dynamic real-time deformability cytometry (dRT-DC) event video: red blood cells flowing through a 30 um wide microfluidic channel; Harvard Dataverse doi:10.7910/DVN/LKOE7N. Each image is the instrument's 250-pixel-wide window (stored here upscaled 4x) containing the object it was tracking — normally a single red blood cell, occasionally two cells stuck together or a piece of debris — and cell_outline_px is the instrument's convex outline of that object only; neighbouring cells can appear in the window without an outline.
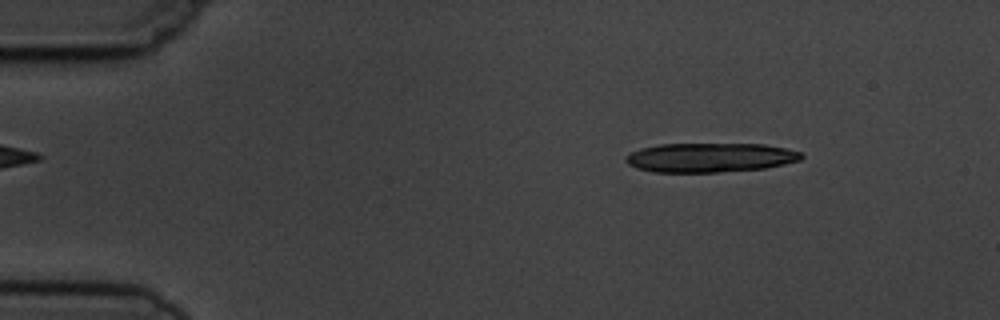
{"species": "common noctule bat (a hibernating species)", "species_latin": "Nyctalus noctula", "temperature_condition": "cold", "stored_images_in_passage": 4, "camera_frame_rate_fps": 3000, "um_per_image_px": 0.085, "animal": {"sex": "male", "body_mass_g": 19.5, "forearm_length_mm": 54.6}, "frame": {"image": 1, "passage_image": 2, "time_ms": 1.0, "image_size_px": [1000, 320], "cell_outline_px": [[804, 156], [800, 160], [784, 164], [764, 168], [716, 172], [652, 172], [636, 168], [628, 164], [624, 160], [632, 152], [640, 148], [660, 144], [764, 144], [784, 148], [800, 152]], "centroid_in_image_um": [60.34, 13.39], "position_along_channel_um": 24.7, "area_um2": 29.82}}